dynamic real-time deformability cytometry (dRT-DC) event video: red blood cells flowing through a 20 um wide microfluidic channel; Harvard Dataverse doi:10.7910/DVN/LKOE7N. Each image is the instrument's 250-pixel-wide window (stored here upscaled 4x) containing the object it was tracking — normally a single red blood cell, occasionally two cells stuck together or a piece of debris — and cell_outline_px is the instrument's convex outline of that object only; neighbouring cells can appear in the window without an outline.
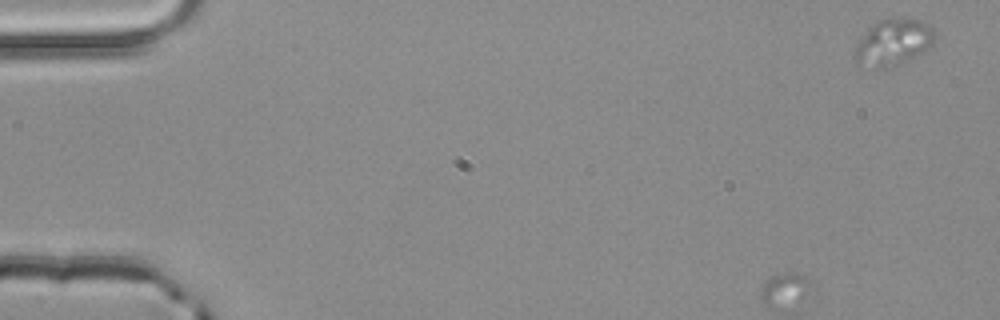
{"species": "common noctule bat (a hibernating species)", "species_latin": "Nyctalus noctula", "temperature_condition": "room temperature", "stored_images_in_passage": 4, "camera_frame_rate_fps": 3000, "um_per_image_px": 0.085, "animal": {"sex": "male", "body_mass_g": 20.4}, "frame": {"image": 1, "passage_image": 1, "time_ms": 0.0, "image_size_px": [1000, 320], "cell_outline_px": [[936, 36], [916, 56], [900, 64], [884, 68], [856, 68], [856, 48], [860, 40], [868, 28], [876, 20], [888, 16], [904, 16], [920, 20], [928, 24], [936, 32]], "centroid_in_image_um": [75.88, 3.56], "position_along_channel_um": 9.1, "area_um2": 21.96}}
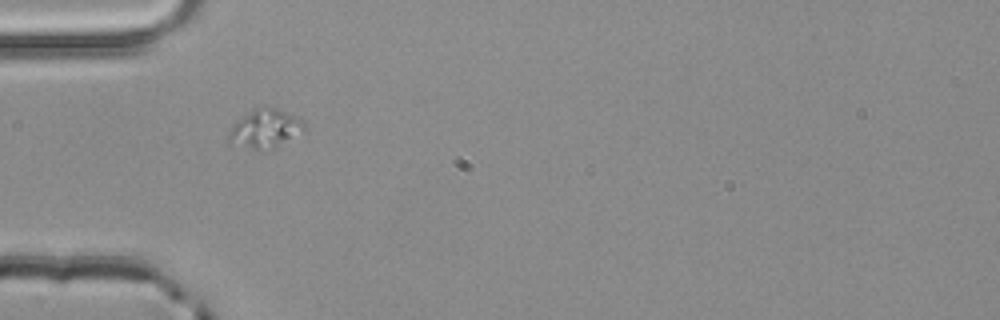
{"frame": {"image": 2, "passage_image": 4, "time_ms": 1.0, "image_size_px": [1000, 320], "cell_outline_px": [[304, 132], [272, 144], [256, 148], [228, 140], [228, 136], [232, 128], [240, 120], [252, 112], [264, 108], [276, 108], [300, 120], [304, 124]], "centroid_in_image_um": [22.57, 10.88], "position_along_channel_um": 62.4, "area_um2": 14.68}}